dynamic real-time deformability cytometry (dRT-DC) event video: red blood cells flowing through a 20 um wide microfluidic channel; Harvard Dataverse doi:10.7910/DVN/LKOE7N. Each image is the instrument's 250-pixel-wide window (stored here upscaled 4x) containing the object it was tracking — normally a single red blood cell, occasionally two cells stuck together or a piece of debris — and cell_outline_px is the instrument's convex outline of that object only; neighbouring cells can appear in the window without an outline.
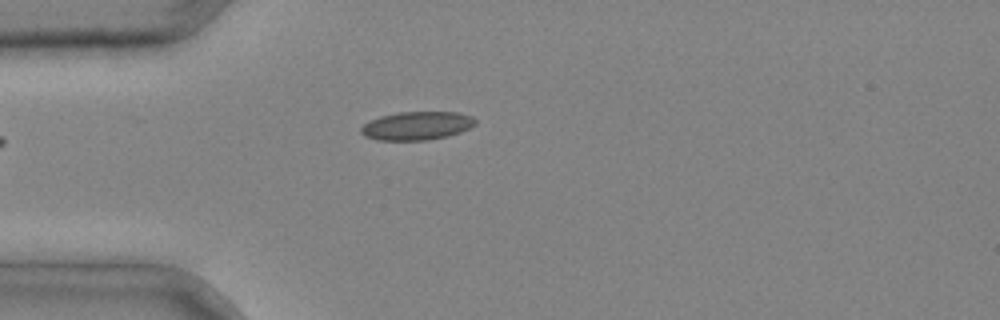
{"species": "common noctule bat (a hibernating species)", "species_latin": "Nyctalus noctula", "temperature_condition": "cold", "stored_images_in_passage": 3, "camera_frame_rate_fps": 3000, "um_per_image_px": 0.085, "animal": {"sex": "male", "body_mass_g": 20.4}, "frame": {"image": 1, "passage_image": 3, "time_ms": 0.667, "image_size_px": [1000, 320], "cell_outline_px": [[476, 124], [460, 132], [448, 136], [428, 140], [376, 140], [364, 136], [360, 132], [360, 128], [364, 124], [380, 116], [396, 112], [460, 112], [472, 116], [476, 120]], "centroid_in_image_um": [35.43, 10.69], "position_along_channel_um": 49.6, "area_um2": 19.02}}